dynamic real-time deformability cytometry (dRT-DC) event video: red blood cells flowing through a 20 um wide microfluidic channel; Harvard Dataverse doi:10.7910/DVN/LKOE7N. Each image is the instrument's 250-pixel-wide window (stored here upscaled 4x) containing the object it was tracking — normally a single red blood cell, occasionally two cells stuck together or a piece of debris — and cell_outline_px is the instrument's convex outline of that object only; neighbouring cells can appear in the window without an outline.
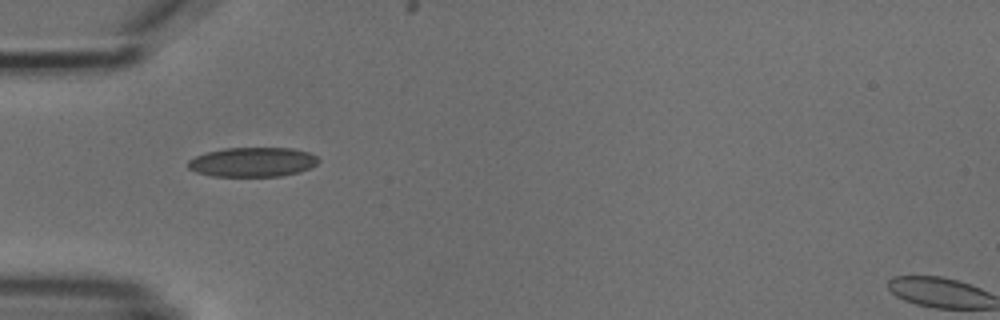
{"species": "common noctule bat (a hibernating species)", "species_latin": "Nyctalus noctula", "temperature_condition": "cold", "stored_images_in_passage": 5, "camera_frame_rate_fps": 3000, "um_per_image_px": 0.085, "animal": {"sex": "male", "body_mass_g": 18.8}, "frame": {"image": 1, "passage_image": 4, "time_ms": 3.667, "image_size_px": [1000, 320], "cell_outline_px": [[320, 160], [316, 164], [300, 172], [280, 176], [212, 176], [196, 172], [188, 168], [188, 160], [196, 156], [208, 152], [224, 148], [292, 148], [308, 152], [316, 156]], "centroid_in_image_um": [21.47, 13.77], "position_along_channel_um": 63.5, "area_um2": 22.31}}
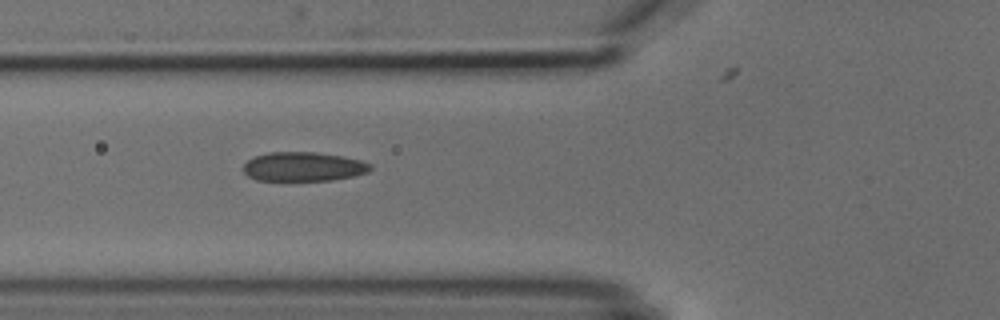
{"frame": {"image": 2, "passage_image": 5, "time_ms": 4.667, "image_size_px": [1000, 320], "cell_outline_px": [[372, 168], [368, 172], [352, 176], [332, 180], [256, 180], [248, 176], [244, 172], [244, 164], [248, 160], [256, 156], [268, 152], [312, 152], [344, 156], [360, 160], [372, 164]], "centroid_in_image_um": [25.8, 14.16], "position_along_channel_um": 100.0, "area_um2": 21.5}}